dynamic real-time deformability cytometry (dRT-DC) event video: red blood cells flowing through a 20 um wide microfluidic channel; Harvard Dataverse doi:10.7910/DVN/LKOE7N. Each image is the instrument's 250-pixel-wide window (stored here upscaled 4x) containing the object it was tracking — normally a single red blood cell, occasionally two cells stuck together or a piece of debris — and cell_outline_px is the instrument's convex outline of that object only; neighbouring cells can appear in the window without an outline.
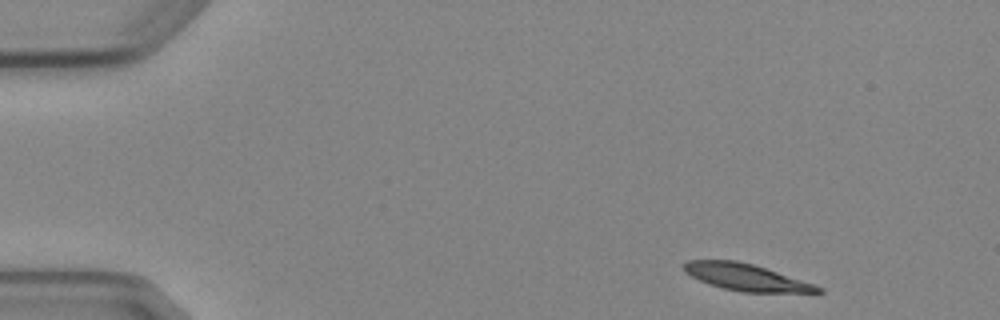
{"species": "Egyptian fruit bat (a non-hibernating species)", "species_latin": "Rousettus aegyptiacus", "temperature_condition": "cold", "stored_images_in_passage": 7, "camera_frame_rate_fps": 3000, "um_per_image_px": 0.085, "animal": {"sex": "female"}, "frame": {"image": 1, "passage_image": 1, "time_ms": 0.0, "image_size_px": [1000, 320], "cell_outline_px": [[824, 292], [740, 292], [708, 284], [684, 272], [684, 264], [688, 260], [736, 260], [752, 264], [816, 284], [824, 288]], "centroid_in_image_um": [63.44, 23.57], "position_along_channel_um": 21.6, "area_um2": 20.75}}
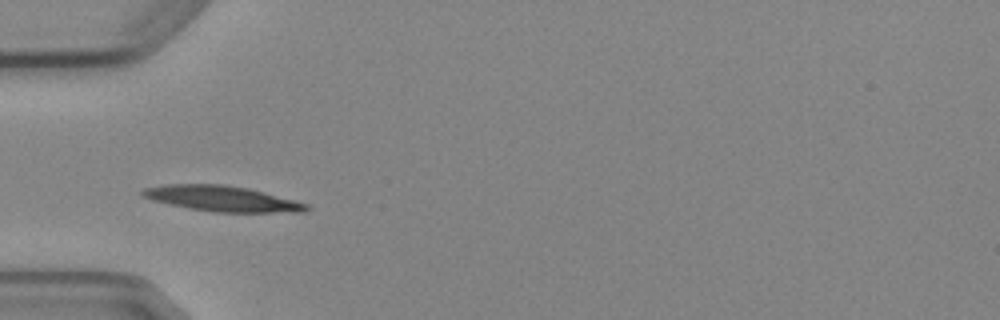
{"frame": {"image": 2, "passage_image": 4, "time_ms": 3.667, "image_size_px": [1000, 320], "cell_outline_px": [[312, 208], [304, 212], [212, 212], [188, 208], [168, 204], [152, 200], [140, 196], [140, 192], [144, 188], [164, 184], [224, 184], [248, 188], [296, 200], [308, 204]], "centroid_in_image_um": [18.87, 16.88], "position_along_channel_um": 66.1, "area_um2": 24.62}}
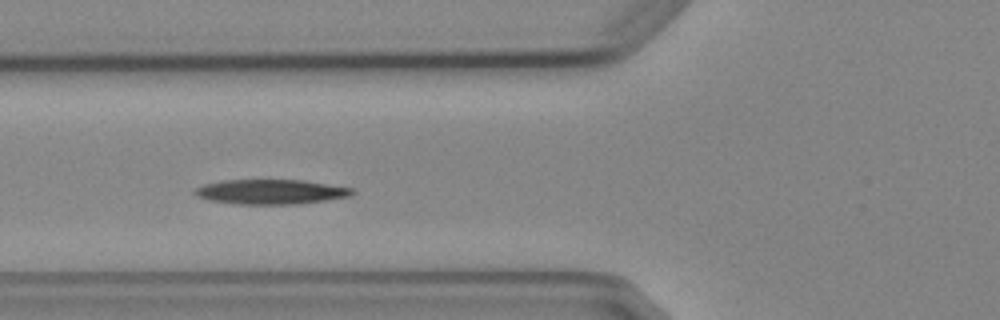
{"frame": {"image": 3, "passage_image": 5, "time_ms": 4.667, "image_size_px": [1000, 320], "cell_outline_px": [[356, 192], [352, 196], [296, 204], [240, 204], [212, 200], [200, 196], [192, 192], [196, 188], [204, 184], [224, 180], [304, 180], [352, 188]], "centroid_in_image_um": [23.07, 16.29], "position_along_channel_um": 102.7, "area_um2": 22.43}}